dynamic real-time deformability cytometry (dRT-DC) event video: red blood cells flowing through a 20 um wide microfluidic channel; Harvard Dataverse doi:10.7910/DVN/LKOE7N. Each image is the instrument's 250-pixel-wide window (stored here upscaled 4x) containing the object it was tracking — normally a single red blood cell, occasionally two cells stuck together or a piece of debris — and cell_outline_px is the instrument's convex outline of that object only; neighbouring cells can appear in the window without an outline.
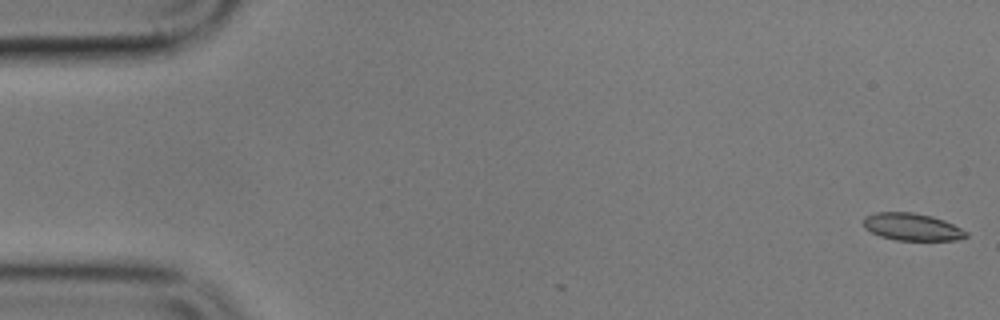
{"species": "common noctule bat (a hibernating species)", "species_latin": "Nyctalus noctula", "temperature_condition": "cold", "stored_images_in_passage": 8, "camera_frame_rate_fps": 3000, "um_per_image_px": 0.085, "animal": {"sex": "male", "body_mass_g": 17.9}, "frame": {"image": 1, "passage_image": 1, "time_ms": 0.0, "image_size_px": [1000, 320], "cell_outline_px": [[968, 236], [956, 240], [896, 240], [880, 236], [864, 228], [864, 216], [876, 212], [912, 212], [932, 216], [944, 220], [968, 232]], "centroid_in_image_um": [77.51, 19.28], "position_along_channel_um": 7.5, "area_um2": 16.3}}
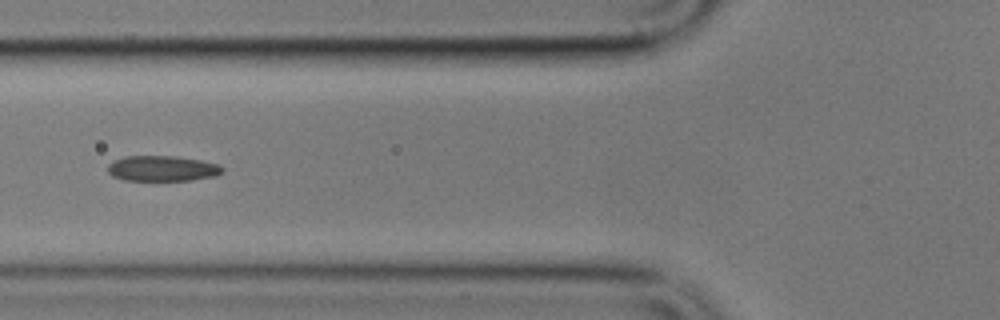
{"frame": {"image": 2, "passage_image": 7, "time_ms": 7.0, "image_size_px": [1000, 320], "cell_outline_px": [[224, 172], [216, 176], [192, 180], [124, 180], [112, 176], [108, 172], [108, 164], [112, 160], [124, 156], [172, 156], [200, 160], [216, 164], [224, 168]], "centroid_in_image_um": [13.77, 14.32], "position_along_channel_um": 112.0, "area_um2": 17.05}}
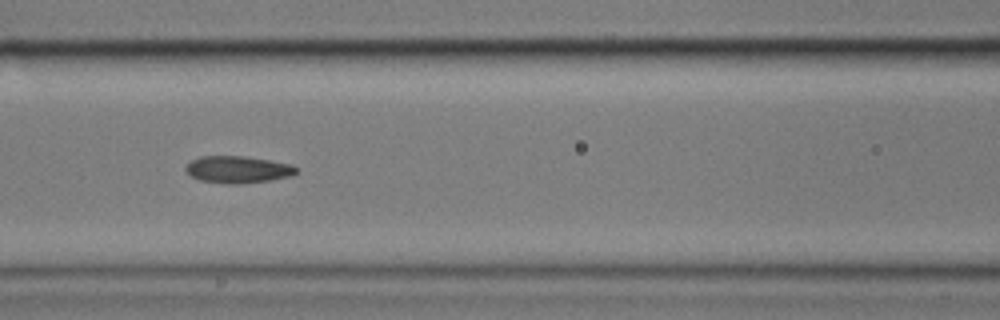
{"frame": {"image": 3, "passage_image": 8, "time_ms": 8.0, "image_size_px": [1000, 320], "cell_outline_px": [[296, 172], [292, 176], [272, 180], [240, 184], [224, 184], [200, 180], [192, 176], [184, 168], [192, 160], [200, 156], [244, 156], [292, 164], [296, 168]], "centroid_in_image_um": [20.22, 14.41], "position_along_channel_um": 146.4, "area_um2": 17.4}}